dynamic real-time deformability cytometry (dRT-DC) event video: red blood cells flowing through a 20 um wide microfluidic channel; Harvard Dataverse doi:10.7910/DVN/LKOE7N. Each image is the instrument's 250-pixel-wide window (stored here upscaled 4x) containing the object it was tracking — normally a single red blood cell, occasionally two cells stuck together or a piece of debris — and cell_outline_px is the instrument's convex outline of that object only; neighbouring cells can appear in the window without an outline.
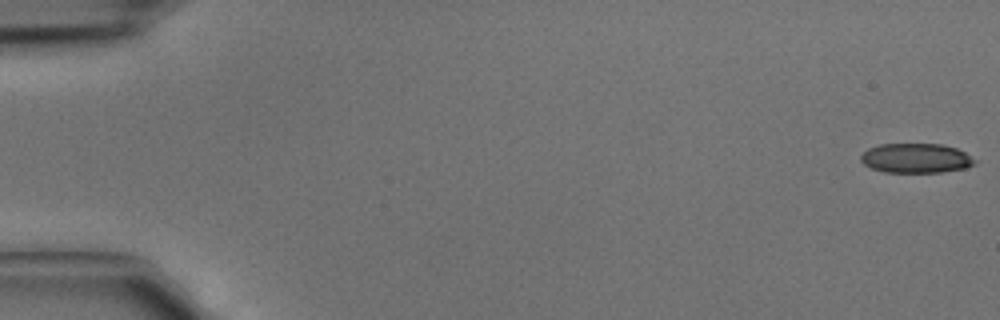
{"species": "common noctule bat (a hibernating species)", "species_latin": "Nyctalus noctula", "temperature_condition": "cold", "stored_images_in_passage": 5, "camera_frame_rate_fps": 3000, "um_per_image_px": 0.085, "animal": {"sex": "male", "body_mass_g": 15.6}, "frame": {"image": 1, "passage_image": 1, "time_ms": 0.0, "image_size_px": [1000, 320], "cell_outline_px": [[976, 164], [964, 168], [940, 172], [884, 172], [872, 168], [864, 164], [860, 160], [860, 156], [868, 148], [880, 144], [940, 144], [956, 148], [964, 152], [976, 160]], "centroid_in_image_um": [77.84, 13.44], "position_along_channel_um": 7.2, "area_um2": 19.54}}
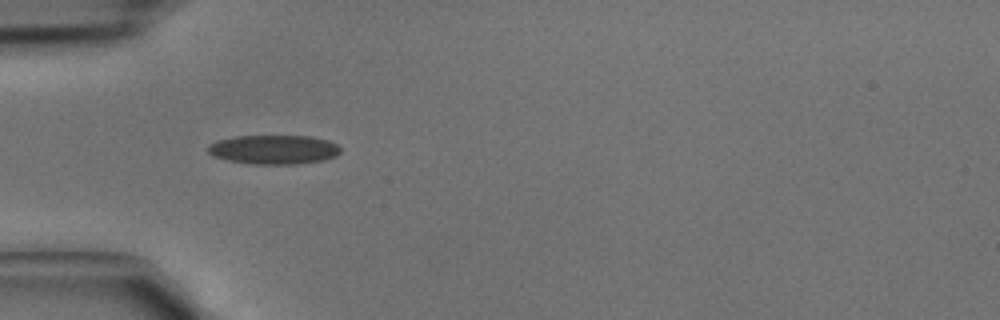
{"frame": {"image": 2, "passage_image": 4, "time_ms": 1.0, "image_size_px": [1000, 320], "cell_outline_px": [[340, 152], [336, 156], [324, 160], [296, 164], [252, 164], [228, 160], [212, 156], [208, 152], [208, 144], [216, 140], [236, 136], [312, 136], [328, 140], [336, 144], [340, 148]], "centroid_in_image_um": [23.26, 12.71], "position_along_channel_um": 61.7, "area_um2": 22.66}}